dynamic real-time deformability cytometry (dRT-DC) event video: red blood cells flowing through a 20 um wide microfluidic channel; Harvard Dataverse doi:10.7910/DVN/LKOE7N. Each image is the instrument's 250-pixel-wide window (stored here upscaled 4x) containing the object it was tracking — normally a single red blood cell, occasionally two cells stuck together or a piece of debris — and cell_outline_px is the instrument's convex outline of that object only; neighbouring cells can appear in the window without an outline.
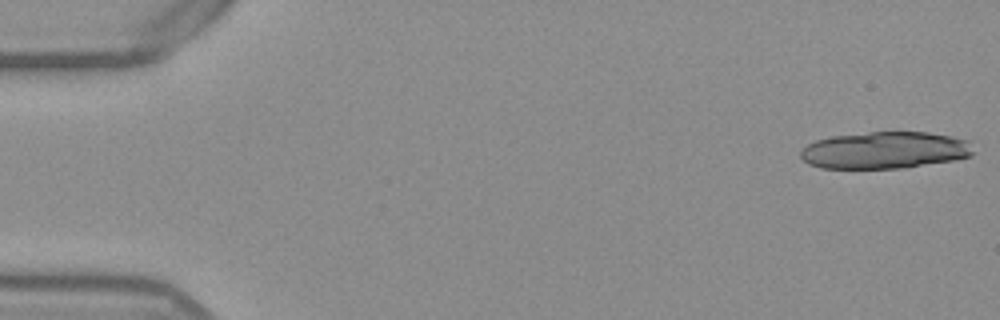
{"species": "Egyptian fruit bat (a non-hibernating species)", "species_latin": "Rousettus aegyptiacus", "temperature_condition": "warm", "stored_images_in_passage": 18, "camera_frame_rate_fps": 3000, "um_per_image_px": 0.085, "frame": {"image": 1, "passage_image": 1, "time_ms": 0.0, "image_size_px": [1000, 320], "cell_outline_px": [[972, 156], [952, 160], [904, 168], [820, 168], [808, 164], [800, 156], [800, 152], [808, 144], [816, 140], [832, 136], [868, 132], [928, 132], [952, 136], [968, 140], [972, 152]], "centroid_in_image_um": [75.19, 12.77], "position_along_channel_um": 9.8, "area_um2": 37.11}}